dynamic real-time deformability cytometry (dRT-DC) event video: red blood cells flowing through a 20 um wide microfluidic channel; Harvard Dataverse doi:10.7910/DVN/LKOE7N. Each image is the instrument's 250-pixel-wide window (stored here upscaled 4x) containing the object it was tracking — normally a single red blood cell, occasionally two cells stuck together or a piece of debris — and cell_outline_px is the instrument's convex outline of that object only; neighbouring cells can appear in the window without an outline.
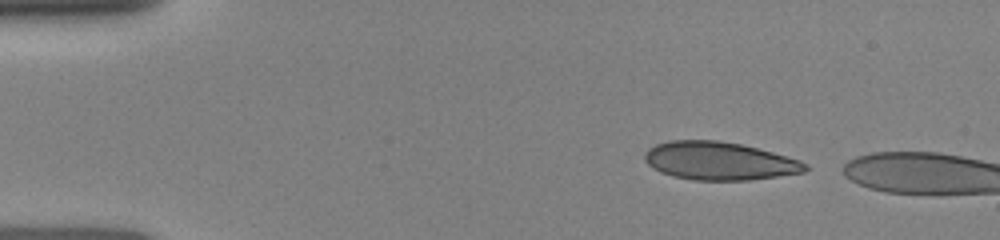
{"species": "human", "species_latin": "Homo sapiens", "temperature_condition": "room temperature", "stored_images_in_passage": 6, "camera_frame_rate_fps": 3000, "um_per_image_px": 0.085, "donor": {"sex": "female"}, "frame": {"image": 1, "passage_image": 1, "time_ms": 0.0, "image_size_px": [1000, 240], "cell_outline_px": [[808, 168], [804, 172], [748, 180], [692, 180], [672, 176], [660, 172], [652, 168], [644, 160], [644, 152], [648, 148], [656, 144], [668, 140], [716, 140], [740, 144], [772, 152], [800, 160], [808, 164]], "centroid_in_image_um": [61.09, 13.68], "position_along_channel_um": 23.9, "area_um2": 35.66}}
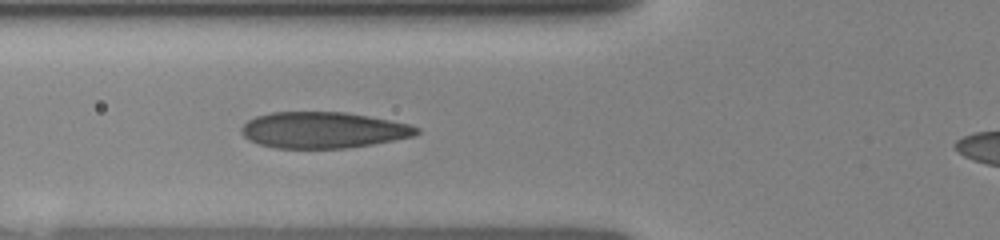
{"frame": {"image": 2, "passage_image": 6, "time_ms": 3.667, "image_size_px": [1000, 240], "cell_outline_px": [[420, 132], [416, 136], [372, 144], [344, 148], [276, 148], [260, 144], [248, 140], [240, 132], [240, 128], [248, 120], [256, 116], [272, 112], [344, 112], [368, 116], [412, 124], [420, 128]], "centroid_in_image_um": [27.49, 11.05], "position_along_channel_um": 98.3, "area_um2": 37.05}}